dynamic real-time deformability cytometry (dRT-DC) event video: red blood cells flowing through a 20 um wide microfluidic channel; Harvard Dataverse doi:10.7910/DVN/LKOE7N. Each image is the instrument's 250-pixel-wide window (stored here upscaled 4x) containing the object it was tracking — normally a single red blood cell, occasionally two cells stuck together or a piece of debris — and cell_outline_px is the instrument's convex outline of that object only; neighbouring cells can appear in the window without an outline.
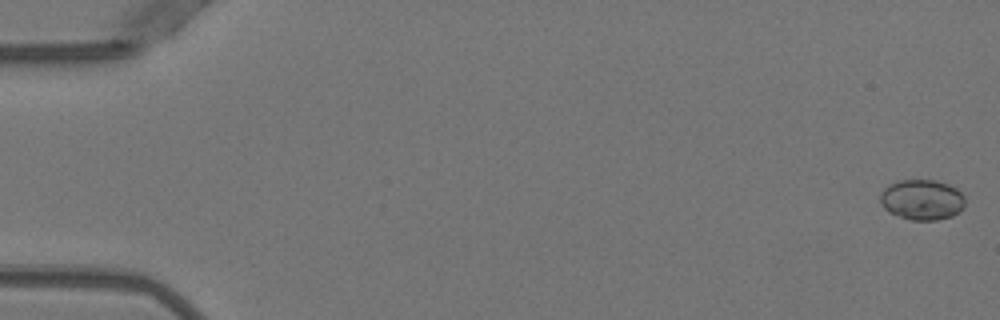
{"species": "Egyptian fruit bat (a non-hibernating species)", "species_latin": "Rousettus aegyptiacus", "temperature_condition": "warm", "stored_images_in_passage": 51, "camera_frame_rate_fps": 3000, "um_per_image_px": 0.085, "animal": {"sex": "female"}, "frame": {"image": 1, "passage_image": 1, "time_ms": 0.0, "image_size_px": [1000, 320], "cell_outline_px": [[964, 208], [960, 212], [952, 216], [936, 220], [912, 220], [888, 212], [880, 204], [880, 192], [888, 184], [900, 180], [936, 180], [948, 184], [956, 188], [964, 196]], "centroid_in_image_um": [78.36, 16.97], "position_along_channel_um": 6.6, "area_um2": 20.17}}
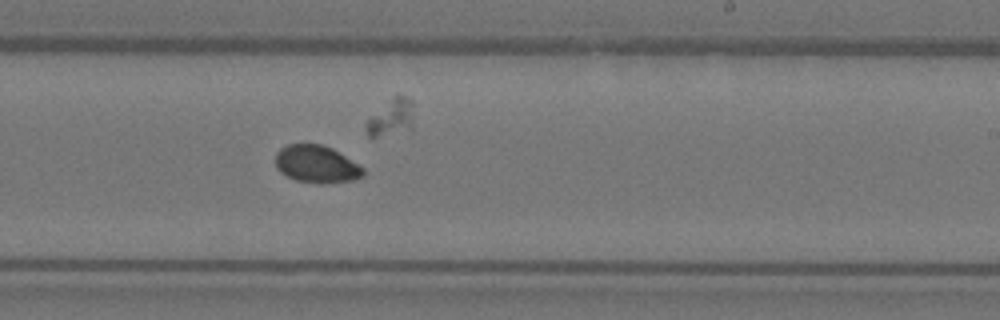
{"frame": {"image": 2, "passage_image": 32, "time_ms": 10.333, "image_size_px": [1000, 320], "cell_outline_px": [[364, 176], [352, 180], [324, 184], [320, 184], [296, 180], [280, 172], [276, 168], [276, 152], [280, 148], [288, 144], [320, 144], [332, 148], [364, 168]], "centroid_in_image_um": [26.9, 13.96], "position_along_channel_um": 262.1, "area_um2": 19.13}}
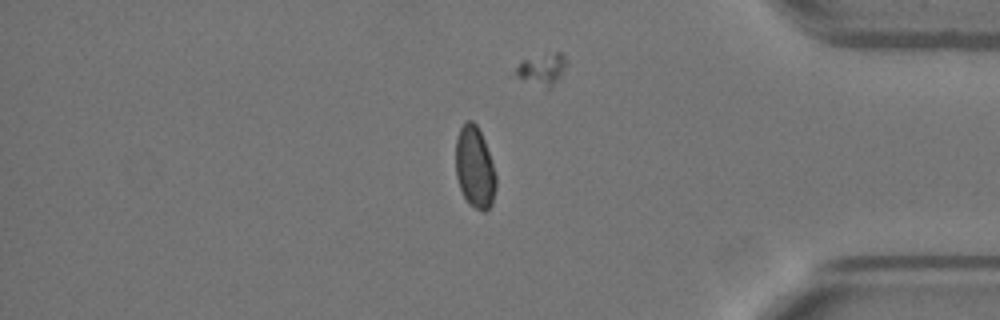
{"frame": {"image": 3, "passage_image": 44, "time_ms": 14.333, "image_size_px": [1000, 320], "cell_outline_px": [[496, 188], [492, 204], [484, 212], [468, 204], [460, 188], [456, 176], [456, 136], [464, 120], [472, 120], [476, 124], [484, 140], [496, 176]], "centroid_in_image_um": [40.34, 14.22], "position_along_channel_um": 394.9, "area_um2": 19.13}}